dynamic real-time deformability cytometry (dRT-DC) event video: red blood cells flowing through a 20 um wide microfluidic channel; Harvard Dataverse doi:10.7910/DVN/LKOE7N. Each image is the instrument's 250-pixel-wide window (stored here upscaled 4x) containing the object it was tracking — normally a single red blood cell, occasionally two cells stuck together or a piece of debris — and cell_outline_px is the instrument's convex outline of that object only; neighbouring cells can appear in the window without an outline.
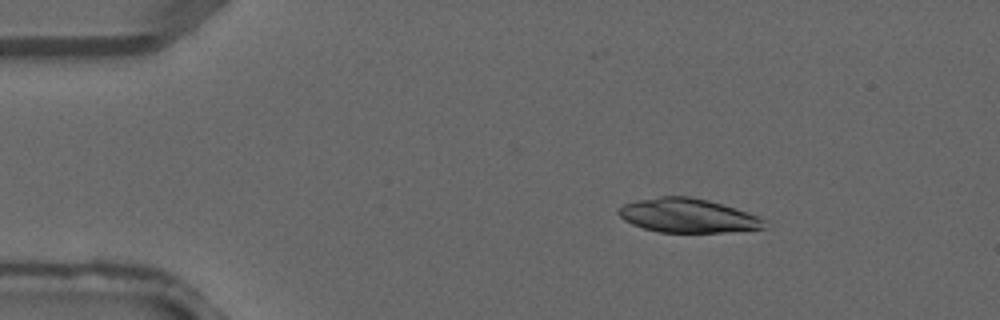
{"species": "common noctule bat (a hibernating species)", "species_latin": "Nyctalus noctula", "temperature_condition": "warm", "stored_images_in_passage": 3, "camera_frame_rate_fps": 3000, "um_per_image_px": 0.085, "animal": {"sex": "male", "forearm_length_mm": 52.5}, "frame": {"image": 1, "passage_image": 2, "time_ms": 0.333, "image_size_px": [1000, 320], "cell_outline_px": [[768, 228], [724, 232], [660, 232], [644, 228], [632, 224], [624, 220], [616, 212], [624, 204], [636, 200], [660, 196], [688, 196], [708, 200], [748, 212], [764, 220]], "centroid_in_image_um": [58.45, 18.32], "position_along_channel_um": 26.5, "area_um2": 28.78}}